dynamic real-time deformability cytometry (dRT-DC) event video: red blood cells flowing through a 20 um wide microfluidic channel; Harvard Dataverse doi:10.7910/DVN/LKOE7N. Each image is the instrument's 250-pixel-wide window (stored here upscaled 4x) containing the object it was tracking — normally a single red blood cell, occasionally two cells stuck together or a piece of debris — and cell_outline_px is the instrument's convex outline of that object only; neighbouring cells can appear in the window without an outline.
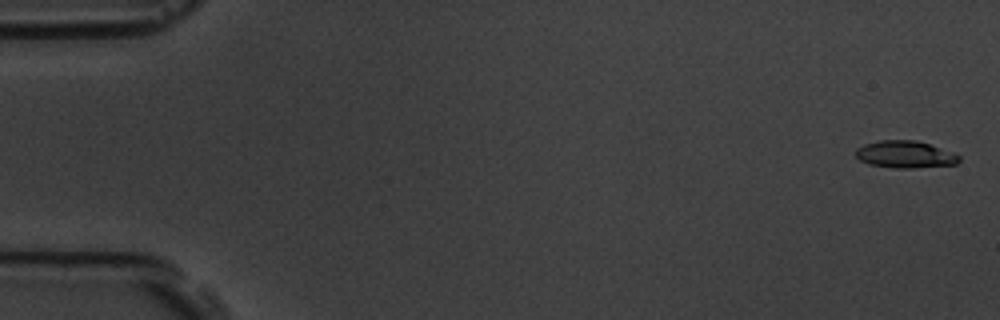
{"species": "common noctule bat (a hibernating species)", "species_latin": "Nyctalus noctula", "temperature_condition": "room temperature", "stored_images_in_passage": 8, "camera_frame_rate_fps": 3000, "um_per_image_px": 0.085, "animal": {"sex": "male", "body_mass_g": 19.5, "forearm_length_mm": 54.6}, "frame": {"image": 1, "passage_image": 1, "time_ms": 0.0, "image_size_px": [1000, 320], "cell_outline_px": [[960, 160], [956, 164], [912, 168], [896, 168], [868, 164], [860, 160], [856, 156], [856, 148], [864, 144], [880, 140], [916, 140], [952, 152], [960, 156]], "centroid_in_image_um": [76.91, 13.12], "position_along_channel_um": 8.1, "area_um2": 16.24}}
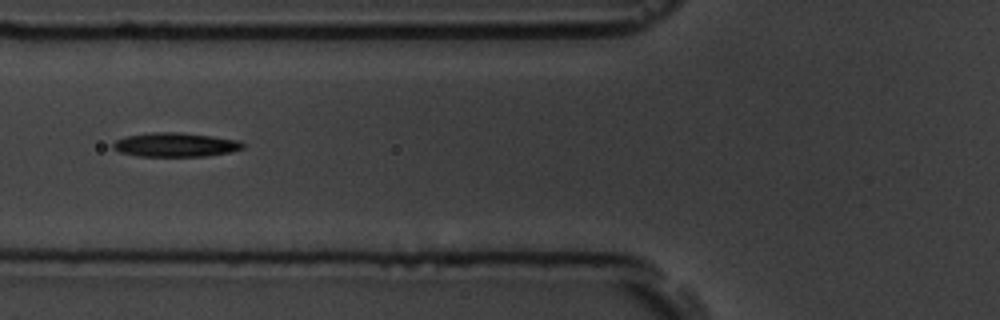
{"frame": {"image": 2, "passage_image": 7, "time_ms": 7.0, "image_size_px": [1000, 320], "cell_outline_px": [[244, 148], [228, 152], [204, 156], [140, 156], [120, 152], [112, 148], [112, 144], [116, 140], [128, 136], [152, 132], [180, 132], [212, 136], [240, 140], [244, 144]], "centroid_in_image_um": [14.91, 12.3], "position_along_channel_um": 110.9, "area_um2": 18.09}}
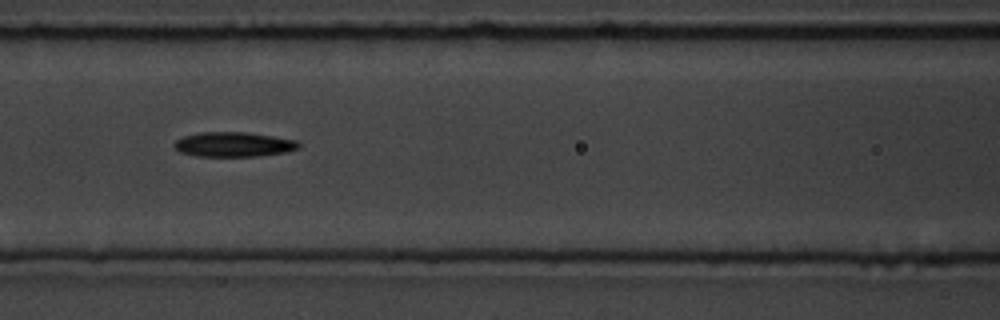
{"frame": {"image": 3, "passage_image": 8, "time_ms": 8.0, "image_size_px": [1000, 320], "cell_outline_px": [[300, 148], [284, 152], [260, 156], [196, 156], [180, 152], [172, 144], [176, 140], [184, 136], [200, 132], [244, 132], [272, 136], [296, 140], [300, 144]], "centroid_in_image_um": [19.84, 12.27], "position_along_channel_um": 146.8, "area_um2": 17.86}}